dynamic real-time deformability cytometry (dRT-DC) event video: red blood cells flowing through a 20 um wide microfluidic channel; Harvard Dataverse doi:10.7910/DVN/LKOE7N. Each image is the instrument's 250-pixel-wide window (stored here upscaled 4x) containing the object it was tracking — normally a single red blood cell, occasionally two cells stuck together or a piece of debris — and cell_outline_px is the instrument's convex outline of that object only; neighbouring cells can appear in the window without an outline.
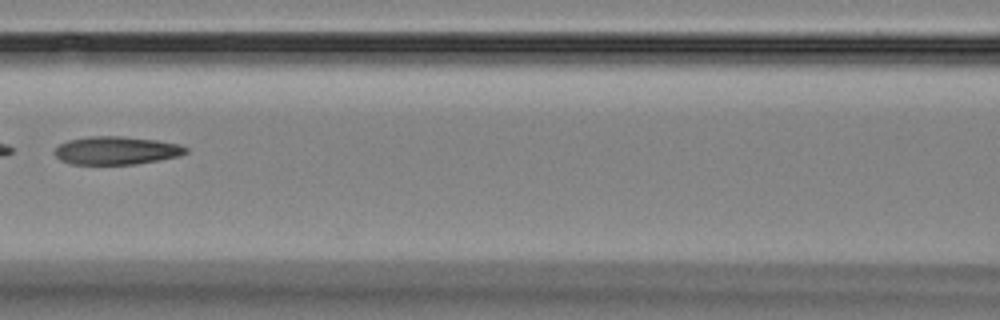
{"species": "Egyptian fruit bat (a non-hibernating species)", "species_latin": "Rousettus aegyptiacus", "temperature_condition": "room temperature", "stored_images_in_passage": 12, "camera_frame_rate_fps": 3000, "um_per_image_px": 0.085, "animal": {"sex": "female"}, "frame": {"image": 1, "passage_image": 4, "time_ms": 4.0, "image_size_px": [1000, 320], "cell_outline_px": [[188, 152], [176, 156], [136, 164], [68, 164], [60, 160], [52, 152], [60, 144], [68, 140], [92, 136], [120, 136], [156, 140], [180, 144], [188, 148]], "centroid_in_image_um": [9.85, 12.79], "position_along_channel_um": 156.8, "area_um2": 21.39}}
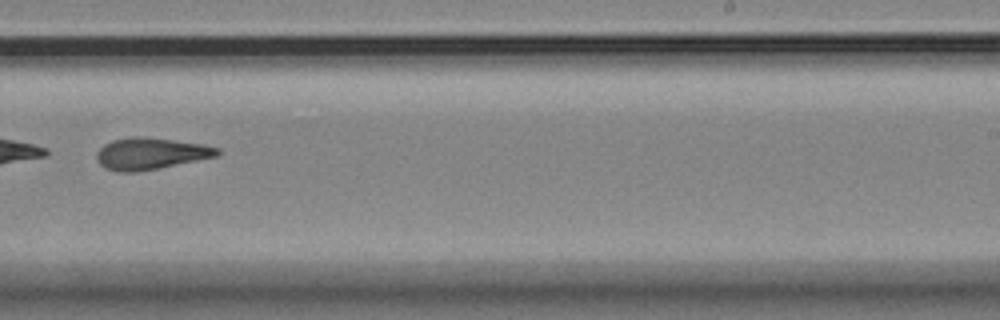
{"frame": {"image": 2, "passage_image": 7, "time_ms": 7.333, "image_size_px": [1000, 320], "cell_outline_px": [[220, 152], [216, 156], [136, 172], [116, 172], [104, 168], [96, 160], [96, 152], [104, 144], [112, 140], [136, 136], [172, 140], [204, 144], [220, 148]], "centroid_in_image_um": [12.75, 13.06], "position_along_channel_um": 276.3, "area_um2": 22.02}}
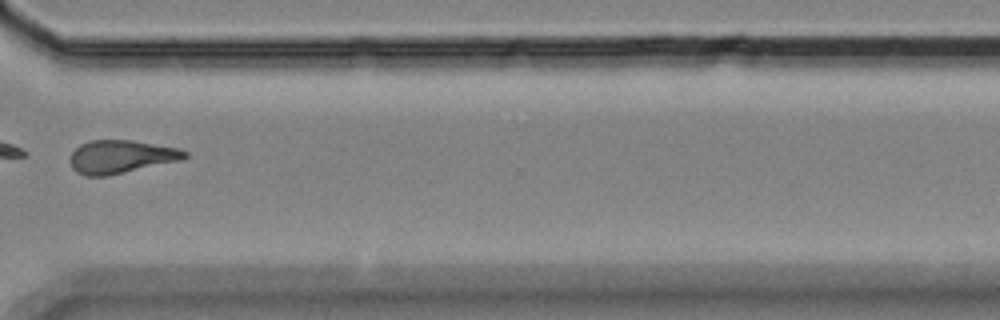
{"frame": {"image": 3, "passage_image": 9, "time_ms": 9.667, "image_size_px": [1000, 320], "cell_outline_px": [[188, 156], [180, 160], [108, 176], [84, 176], [76, 172], [72, 168], [72, 152], [80, 144], [88, 140], [132, 140], [176, 148], [188, 152]], "centroid_in_image_um": [10.26, 13.32], "position_along_channel_um": 360.3, "area_um2": 21.96}, "authors_computed_cell_mechanics": {"area_um2": 22.1374, "velocity_mm_per_s": 3.6035, "shape_relaxation_time_tau1_ms": null, "shape_relaxation_time_tau2_ms": 7.6584, "deformation_change_tau1": null, "deformation_change_tau2": 0.1742}}